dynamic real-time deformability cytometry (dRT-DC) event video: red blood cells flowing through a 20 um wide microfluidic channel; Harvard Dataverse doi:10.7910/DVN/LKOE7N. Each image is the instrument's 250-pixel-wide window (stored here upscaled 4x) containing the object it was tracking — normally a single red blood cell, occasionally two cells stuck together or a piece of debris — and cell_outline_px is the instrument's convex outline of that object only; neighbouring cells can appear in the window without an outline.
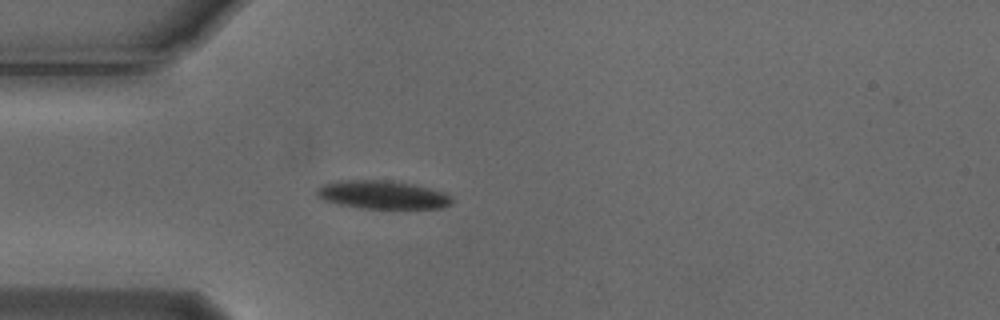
{"species": "Egyptian fruit bat (a non-hibernating species)", "species_latin": "Rousettus aegyptiacus", "temperature_condition": "cold", "stored_images_in_passage": 40, "camera_frame_rate_fps": 3000, "um_per_image_px": 0.085, "animal": {"sex": "male"}, "frame": {"image": 1, "passage_image": 1, "time_ms": 0.0, "image_size_px": [1000, 320], "cell_outline_px": [[452, 204], [444, 208], [360, 208], [340, 204], [324, 200], [316, 196], [316, 188], [324, 184], [336, 180], [384, 180], [412, 184], [444, 192], [452, 196]], "centroid_in_image_um": [32.5, 16.55], "position_along_channel_um": 52.5, "area_um2": 22.25}}
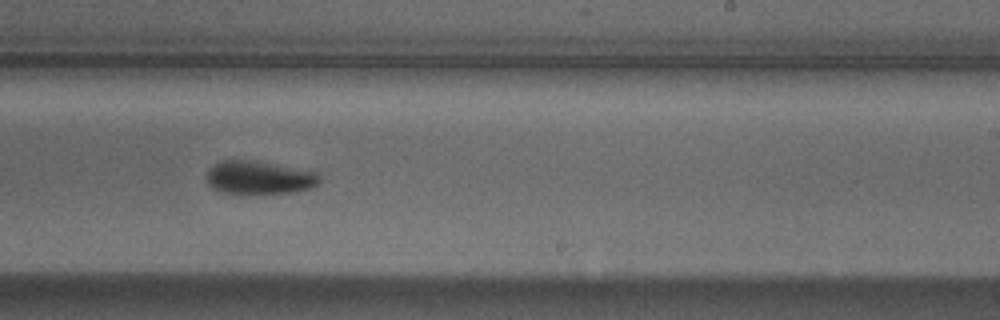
{"frame": {"image": 2, "passage_image": 19, "time_ms": 6.0, "image_size_px": [1000, 320], "cell_outline_px": [[320, 180], [312, 188], [292, 192], [224, 192], [212, 188], [208, 184], [208, 172], [212, 164], [220, 160], [256, 160], [316, 172], [320, 176]], "centroid_in_image_um": [22.02, 15.06], "position_along_channel_um": 267.0, "area_um2": 21.44}}
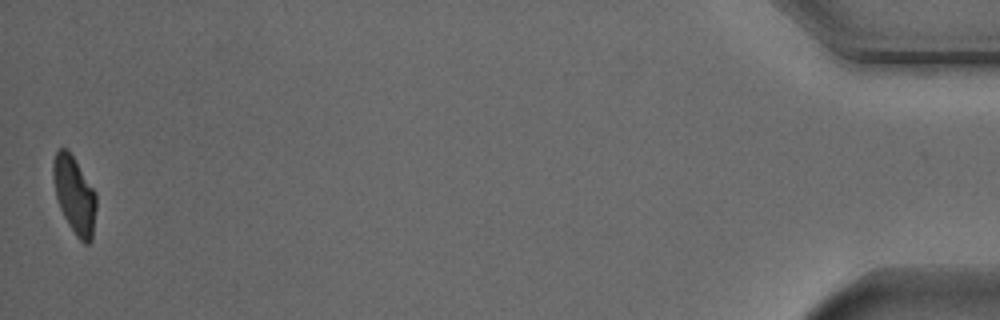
{"frame": {"image": 3, "passage_image": 40, "time_ms": 13.0, "image_size_px": [1000, 320], "cell_outline_px": [[96, 208], [92, 240], [88, 244], [84, 244], [76, 236], [68, 224], [60, 208], [56, 196], [52, 176], [52, 164], [56, 152], [60, 148], [68, 148], [96, 192]], "centroid_in_image_um": [6.33, 16.57], "position_along_channel_um": 428.9, "area_um2": 19.54}, "authors_computed_cell_mechanics": {"area_um2": 21.6172, "velocity_mm_per_s": 3.7179, "shape_relaxation_time_tau1_ms": 3.6555, "shape_relaxation_time_tau2_ms": null, "deformation_change_tau1": 0.1393, "deformation_change_tau2": null}}